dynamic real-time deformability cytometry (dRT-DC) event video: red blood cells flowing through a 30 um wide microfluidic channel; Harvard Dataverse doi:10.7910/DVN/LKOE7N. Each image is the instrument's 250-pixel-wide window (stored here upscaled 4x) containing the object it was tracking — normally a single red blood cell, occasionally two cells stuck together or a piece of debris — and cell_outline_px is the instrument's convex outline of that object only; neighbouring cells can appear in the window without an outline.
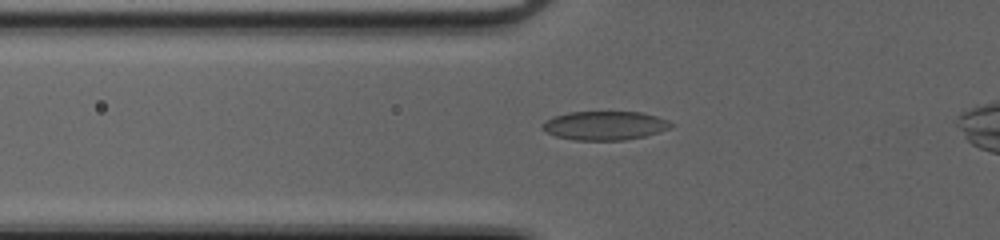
{"species": "common noctule bat (a hibernating species)", "species_latin": "Nyctalus noctula", "temperature_condition": "cold", "stored_images_in_passage": 41, "camera_frame_rate_fps": 3000, "um_per_image_px": 0.085, "animal": {"sex": "female", "body_mass_g": 20.0, "forearm_length_mm": 54.0}, "frame": {"image": 1, "passage_image": 13, "time_ms": 4.0, "image_size_px": [1000, 240], "cell_outline_px": [[676, 124], [672, 128], [660, 132], [644, 136], [624, 140], [576, 140], [556, 136], [540, 128], [540, 124], [552, 116], [568, 112], [640, 112], [656, 116], [668, 120]], "centroid_in_image_um": [51.42, 10.67], "position_along_channel_um": 74.4, "area_um2": 21.79}}
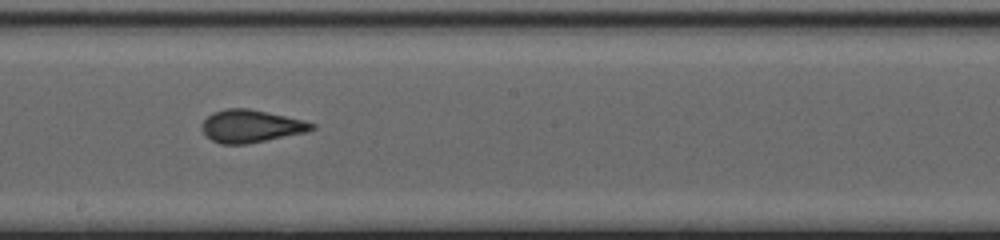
{"frame": {"image": 2, "passage_image": 24, "time_ms": 7.667, "image_size_px": [1000, 240], "cell_outline_px": [[316, 128], [308, 132], [244, 144], [220, 144], [204, 136], [200, 128], [200, 124], [212, 112], [228, 108], [248, 108], [304, 120], [316, 124]], "centroid_in_image_um": [21.3, 10.72], "position_along_channel_um": 226.9, "area_um2": 21.04}}
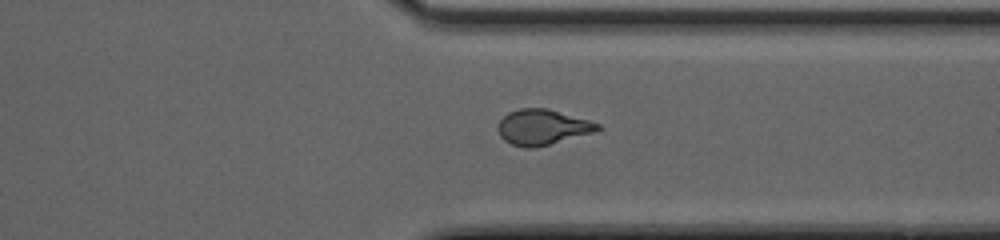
{"frame": {"image": 3, "passage_image": 34, "time_ms": 11.0, "image_size_px": [1000, 240], "cell_outline_px": [[604, 128], [592, 132], [536, 148], [524, 148], [512, 144], [504, 140], [500, 136], [496, 128], [500, 120], [508, 112], [520, 108], [548, 108], [588, 120], [600, 124]], "centroid_in_image_um": [46.07, 10.8], "position_along_channel_um": 365.3, "area_um2": 20.58}}